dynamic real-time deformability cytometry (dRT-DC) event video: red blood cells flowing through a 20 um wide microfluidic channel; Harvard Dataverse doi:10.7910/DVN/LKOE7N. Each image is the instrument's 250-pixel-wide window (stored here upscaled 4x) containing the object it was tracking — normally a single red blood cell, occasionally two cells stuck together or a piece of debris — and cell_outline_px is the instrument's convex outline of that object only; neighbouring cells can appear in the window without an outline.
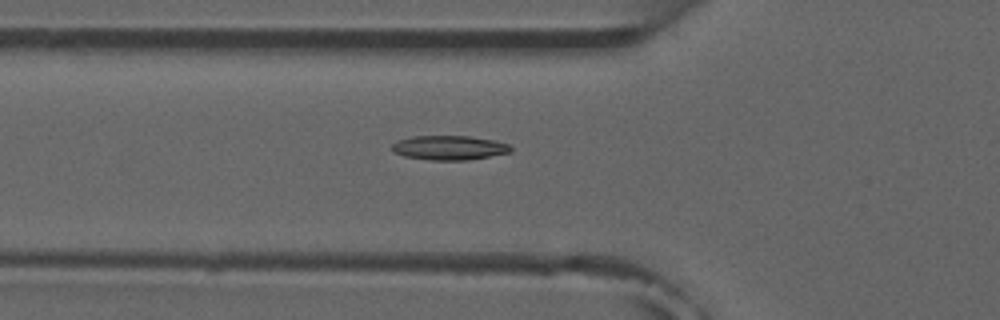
{"species": "common noctule bat (a hibernating species)", "species_latin": "Nyctalus noctula", "temperature_condition": "room temperature", "stored_images_in_passage": 5, "camera_frame_rate_fps": 3000, "um_per_image_px": 0.085, "animal": {"sex": "male", "forearm_length_mm": 52.5}, "frame": {"image": 1, "passage_image": 5, "time_ms": 5.667, "image_size_px": [1000, 320], "cell_outline_px": [[512, 152], [468, 160], [432, 160], [404, 156], [392, 152], [392, 144], [396, 140], [412, 136], [468, 136], [492, 140], [508, 144], [512, 148]], "centroid_in_image_um": [38.15, 12.56], "position_along_channel_um": 87.6, "area_um2": 16.88}}